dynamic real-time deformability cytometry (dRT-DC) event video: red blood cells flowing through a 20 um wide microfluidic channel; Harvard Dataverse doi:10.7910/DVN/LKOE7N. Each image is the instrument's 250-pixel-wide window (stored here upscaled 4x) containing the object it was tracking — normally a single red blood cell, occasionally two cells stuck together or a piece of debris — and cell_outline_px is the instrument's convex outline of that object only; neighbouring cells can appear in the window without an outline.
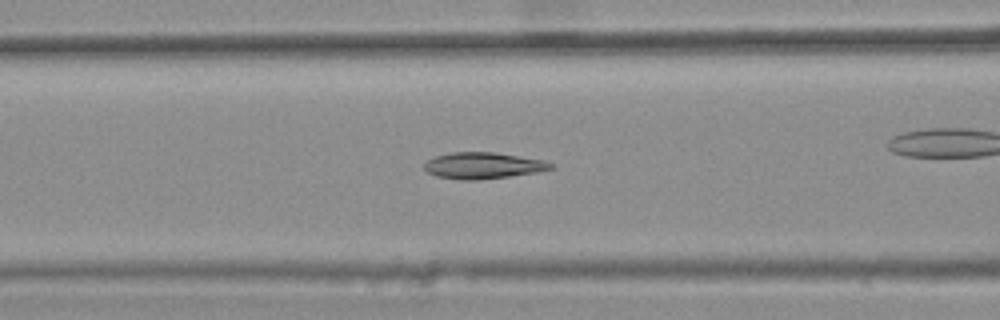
{"species": "common noctule bat (a hibernating species)", "species_latin": "Nyctalus noctula", "temperature_condition": "warm", "stored_images_in_passage": 47, "camera_frame_rate_fps": 3000, "um_per_image_px": 0.085, "animal": {"sex": "female", "body_mass_g": 25.1}, "frame": {"image": 1, "passage_image": 21, "time_ms": 6.667, "image_size_px": [1000, 320], "cell_outline_px": [[556, 168], [536, 172], [480, 180], [460, 180], [436, 176], [428, 172], [424, 168], [424, 164], [428, 160], [436, 156], [452, 152], [496, 152], [544, 160], [556, 164]], "centroid_in_image_um": [41.1, 14.07], "position_along_channel_um": 125.5, "area_um2": 19.54}}
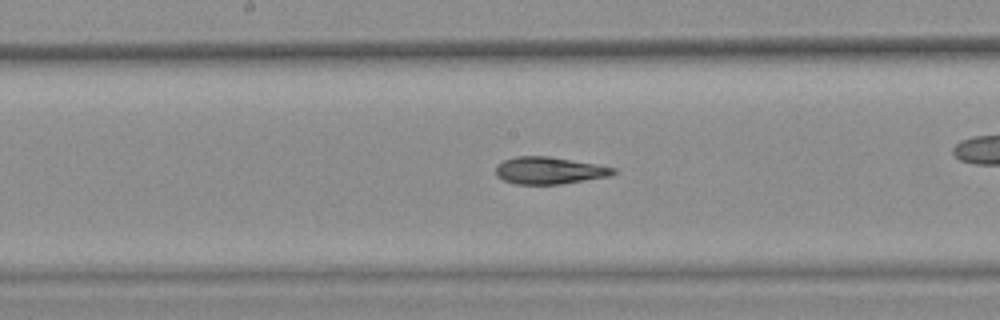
{"frame": {"image": 2, "passage_image": 27, "time_ms": 8.667, "image_size_px": [1000, 320], "cell_outline_px": [[616, 172], [608, 176], [560, 184], [516, 184], [504, 180], [496, 176], [496, 164], [504, 160], [516, 156], [548, 156], [616, 168]], "centroid_in_image_um": [46.63, 14.49], "position_along_channel_um": 201.6, "area_um2": 18.32}, "authors_computed_cell_mechanics": {"area_um2": 19.0162, "velocity_mm_per_s": 3.8129, "shape_relaxation_time_tau1_ms": null, "shape_relaxation_time_tau2_ms": 2.8264, "deformation_change_tau1": null, "deformation_change_tau2": 0.0854}}